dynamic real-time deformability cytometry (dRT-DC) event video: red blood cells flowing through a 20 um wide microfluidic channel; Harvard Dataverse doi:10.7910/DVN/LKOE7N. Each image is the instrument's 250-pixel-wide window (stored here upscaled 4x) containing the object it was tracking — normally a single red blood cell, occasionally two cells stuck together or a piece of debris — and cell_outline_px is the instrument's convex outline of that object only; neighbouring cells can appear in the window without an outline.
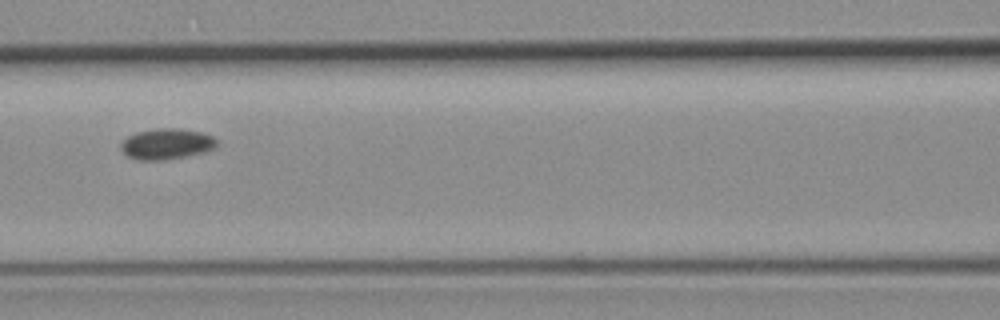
{"species": "common noctule bat (a hibernating species)", "species_latin": "Nyctalus noctula", "temperature_condition": "room temperature", "stored_images_in_passage": 6, "camera_frame_rate_fps": 3000, "um_per_image_px": 0.085, "animal": {"sex": "female", "body_mass_g": 19.3, "forearm_length_mm": 54.1}, "frame": {"image": 1, "passage_image": 5, "time_ms": 4.333, "image_size_px": [1000, 320], "cell_outline_px": [[216, 148], [204, 152], [164, 160], [140, 160], [128, 156], [120, 148], [120, 144], [128, 136], [136, 132], [160, 128], [180, 128], [200, 132], [212, 136], [216, 140]], "centroid_in_image_um": [14.16, 12.23], "position_along_channel_um": 152.4, "area_um2": 17.05}}
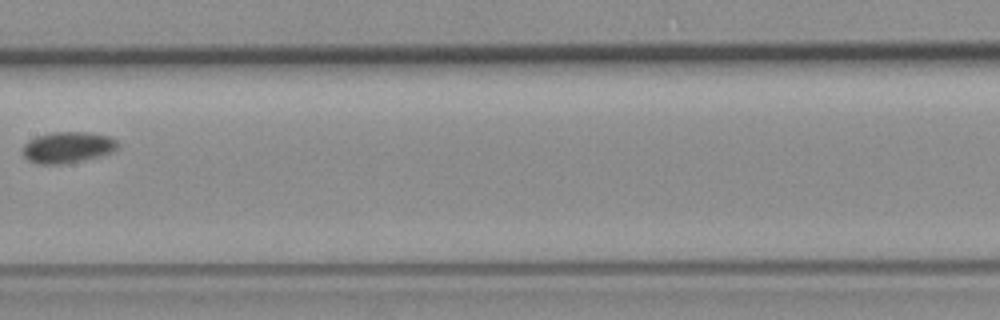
{"frame": {"image": 2, "passage_image": 6, "time_ms": 5.667, "image_size_px": [1000, 320], "cell_outline_px": [[120, 144], [112, 152], [104, 156], [64, 164], [36, 164], [28, 160], [20, 152], [24, 144], [28, 140], [36, 136], [52, 132], [88, 132], [112, 136]], "centroid_in_image_um": [5.75, 12.53], "position_along_channel_um": 201.6, "area_um2": 17.74}}